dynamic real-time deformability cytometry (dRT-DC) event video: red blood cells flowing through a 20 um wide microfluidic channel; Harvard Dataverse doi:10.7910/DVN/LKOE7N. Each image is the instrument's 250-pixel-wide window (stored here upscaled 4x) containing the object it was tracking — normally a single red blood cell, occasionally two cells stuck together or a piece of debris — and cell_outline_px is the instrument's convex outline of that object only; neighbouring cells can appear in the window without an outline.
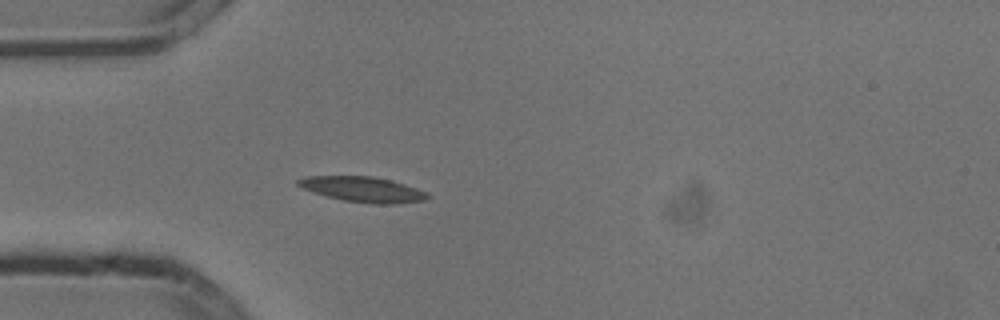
{"species": "common noctule bat (a hibernating species)", "species_latin": "Nyctalus noctula", "temperature_condition": "cold", "stored_images_in_passage": 4, "camera_frame_rate_fps": 3000, "um_per_image_px": 0.085, "animal": {"sex": "male", "body_mass_g": 13.3}, "frame": {"image": 1, "passage_image": 4, "time_ms": 1.0, "image_size_px": [1000, 320], "cell_outline_px": [[428, 196], [424, 200], [392, 204], [376, 204], [344, 200], [324, 196], [312, 192], [296, 184], [296, 180], [308, 176], [372, 176], [392, 180], [428, 192]], "centroid_in_image_um": [30.82, 16.09], "position_along_channel_um": 54.2, "area_um2": 18.96}}